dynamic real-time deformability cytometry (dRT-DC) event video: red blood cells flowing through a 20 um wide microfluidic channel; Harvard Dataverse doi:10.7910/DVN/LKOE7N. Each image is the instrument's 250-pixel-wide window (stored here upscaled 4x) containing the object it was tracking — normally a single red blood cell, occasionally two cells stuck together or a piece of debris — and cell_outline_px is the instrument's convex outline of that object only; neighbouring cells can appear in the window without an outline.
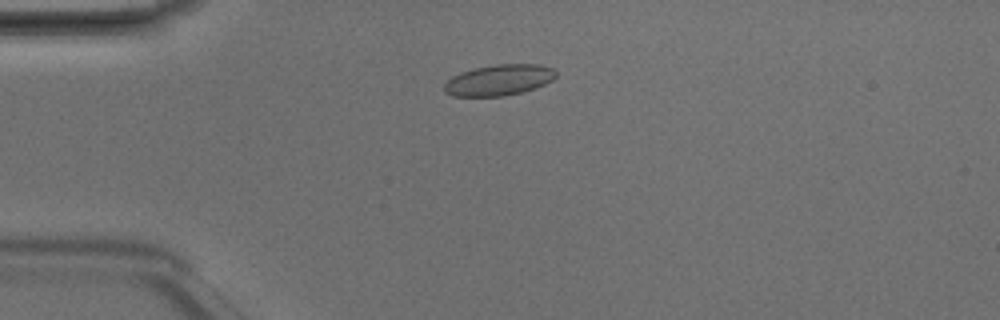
{"species": "Egyptian fruit bat (a non-hibernating species)", "species_latin": "Rousettus aegyptiacus", "temperature_condition": "room temperature", "stored_images_in_passage": 5, "camera_frame_rate_fps": 3000, "um_per_image_px": 0.085, "animal": {"sex": "male"}, "frame": {"image": 1, "passage_image": 3, "time_ms": 0.667, "image_size_px": [1000, 320], "cell_outline_px": [[556, 76], [552, 80], [536, 88], [504, 96], [452, 96], [444, 92], [444, 84], [452, 76], [460, 72], [472, 68], [496, 64], [540, 64], [552, 68], [556, 72]], "centroid_in_image_um": [42.39, 6.8], "position_along_channel_um": 42.6, "area_um2": 20.23}}